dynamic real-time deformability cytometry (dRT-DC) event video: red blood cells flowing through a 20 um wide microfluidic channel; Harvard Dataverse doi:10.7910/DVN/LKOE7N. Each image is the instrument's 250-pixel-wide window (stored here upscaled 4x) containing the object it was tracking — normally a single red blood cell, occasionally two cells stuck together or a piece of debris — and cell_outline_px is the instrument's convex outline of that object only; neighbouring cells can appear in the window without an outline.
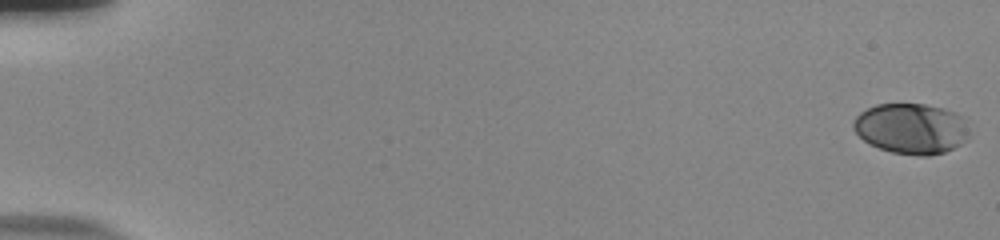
{"species": "human", "species_latin": "Homo sapiens", "temperature_condition": "room temperature", "stored_images_in_passage": 57, "camera_frame_rate_fps": 3000, "um_per_image_px": 0.085, "donor": {"sex": "male"}, "frame": {"image": 1, "passage_image": 1, "time_ms": 0.0, "image_size_px": [1000, 240], "cell_outline_px": [[968, 140], [944, 152], [928, 156], [920, 156], [892, 152], [880, 148], [864, 140], [852, 128], [852, 124], [856, 116], [860, 112], [876, 104], [924, 104], [944, 108], [960, 116], [968, 132]], "centroid_in_image_um": [77.43, 10.93], "position_along_channel_um": 7.6, "area_um2": 33.81}}
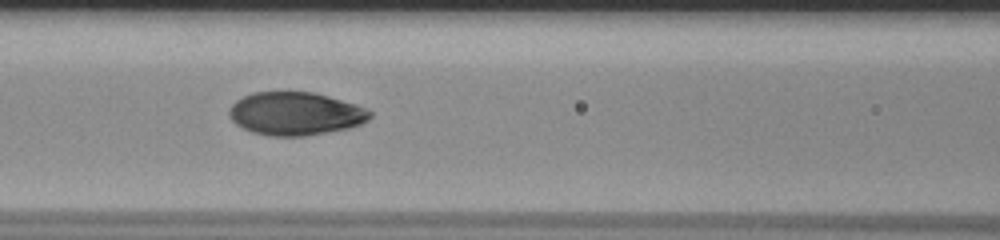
{"frame": {"image": 2, "passage_image": 27, "time_ms": 8.667, "image_size_px": [1000, 240], "cell_outline_px": [[372, 116], [368, 120], [360, 124], [348, 128], [304, 136], [268, 136], [252, 132], [236, 124], [228, 116], [228, 108], [236, 100], [252, 92], [312, 92], [328, 96], [356, 104], [372, 112]], "centroid_in_image_um": [25.08, 9.66], "position_along_channel_um": 141.5, "area_um2": 35.37}}
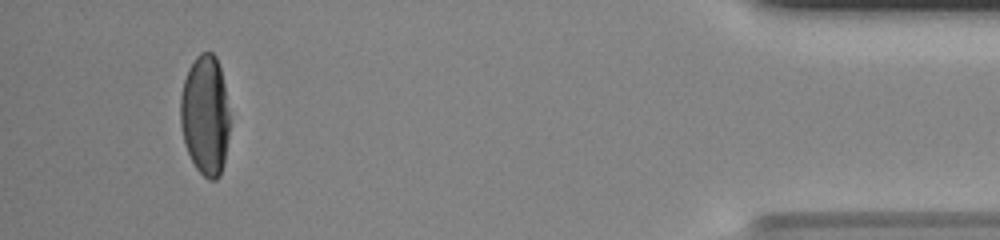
{"frame": {"image": 3, "passage_image": 54, "time_ms": 17.667, "image_size_px": [1000, 240], "cell_outline_px": [[228, 136], [224, 160], [220, 176], [216, 180], [208, 180], [196, 168], [184, 144], [180, 124], [180, 96], [184, 80], [188, 68], [196, 56], [200, 52], [212, 52], [216, 56], [220, 68], [224, 84], [228, 112]], "centroid_in_image_um": [17.41, 9.79], "position_along_channel_um": 417.8, "area_um2": 34.45}, "authors_computed_cell_mechanics": {"area_um2": 35.3736, "velocity_mm_per_s": 3.7237, "shape_relaxation_time_tau1_ms": 4.8912, "shape_relaxation_time_tau2_ms": 0.9062, "deformation_change_tau1": 0.2036, "deformation_change_tau2": 0.0417}}